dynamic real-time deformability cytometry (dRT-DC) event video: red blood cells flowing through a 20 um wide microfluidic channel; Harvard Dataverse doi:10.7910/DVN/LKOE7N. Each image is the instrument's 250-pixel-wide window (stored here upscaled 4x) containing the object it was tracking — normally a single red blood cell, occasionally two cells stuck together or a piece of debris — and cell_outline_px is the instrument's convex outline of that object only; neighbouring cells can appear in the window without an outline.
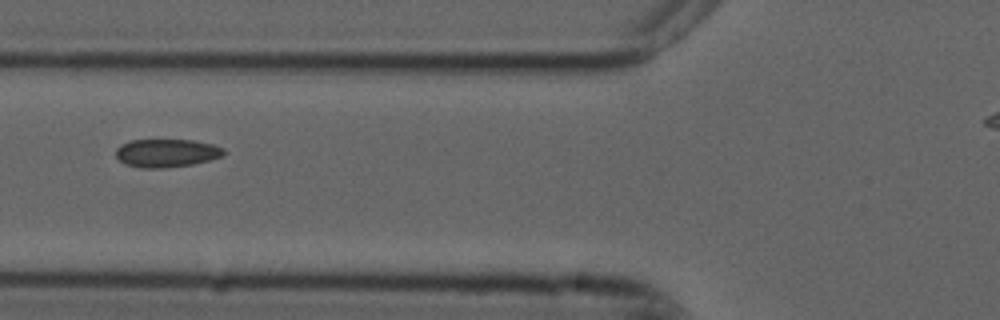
{"species": "common noctule bat (a hibernating species)", "species_latin": "Nyctalus noctula", "temperature_condition": "cold", "stored_images_in_passage": 3, "camera_frame_rate_fps": 3000, "um_per_image_px": 0.085, "animal": {"sex": "male", "forearm_length_mm": 52.5}, "frame": {"image": 1, "passage_image": 3, "time_ms": 0.667, "image_size_px": [1000, 320], "cell_outline_px": [[224, 156], [192, 164], [164, 168], [140, 168], [124, 164], [116, 156], [116, 148], [120, 144], [132, 140], [192, 140], [212, 144], [224, 148]], "centroid_in_image_um": [14.13, 13.01], "position_along_channel_um": 111.7, "area_um2": 17.74}}